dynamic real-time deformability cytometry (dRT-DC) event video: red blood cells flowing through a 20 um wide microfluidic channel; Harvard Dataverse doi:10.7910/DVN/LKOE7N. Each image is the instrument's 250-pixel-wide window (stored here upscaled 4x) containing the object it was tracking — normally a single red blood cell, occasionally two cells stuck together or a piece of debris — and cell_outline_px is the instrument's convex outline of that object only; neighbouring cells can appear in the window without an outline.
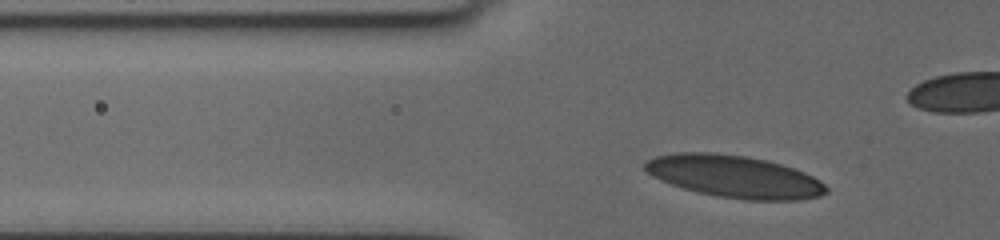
{"species": "human", "species_latin": "Homo sapiens", "temperature_condition": "cold", "stored_images_in_passage": 24, "segment_of_instrument_passage": [1, 2], "camera_frame_rate_fps": 3000, "um_per_image_px": 0.085, "donor": {"sex": "female"}, "frame": {"image": 1, "passage_image": 5, "time_ms": 1.667, "image_size_px": [1000, 240], "cell_outline_px": [[828, 192], [820, 196], [800, 200], [748, 200], [716, 196], [684, 188], [660, 180], [652, 176], [644, 168], [644, 164], [648, 160], [656, 156], [676, 152], [708, 152], [748, 156], [780, 164], [804, 172], [820, 180], [828, 188]], "centroid_in_image_um": [62.44, 15.0], "position_along_channel_um": 63.4, "area_um2": 44.45}}
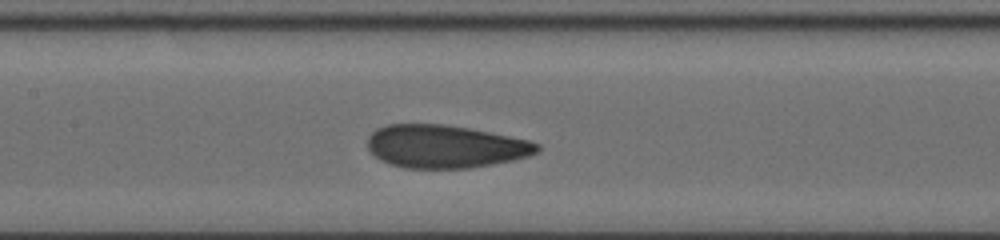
{"frame": {"image": 2, "passage_image": 13, "time_ms": 5.0, "image_size_px": [1000, 240], "cell_outline_px": [[540, 152], [528, 156], [512, 160], [472, 168], [404, 168], [388, 164], [380, 160], [368, 148], [368, 136], [376, 128], [388, 124], [440, 124], [468, 128], [528, 140], [540, 144]], "centroid_in_image_um": [37.82, 12.45], "position_along_channel_um": 169.6, "area_um2": 42.43}}
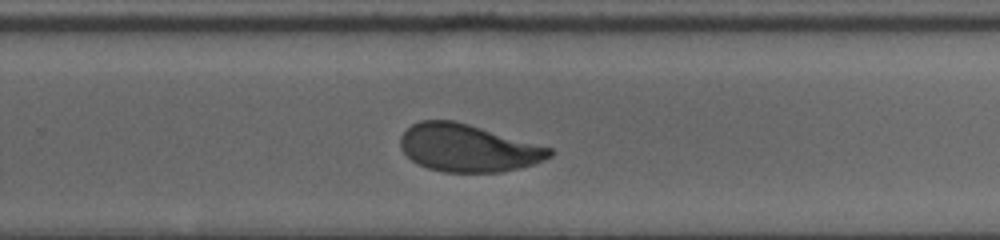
{"frame": {"image": 3, "passage_image": 22, "time_ms": 8.333, "image_size_px": [1000, 240], "cell_outline_px": [[556, 152], [552, 156], [544, 160], [520, 168], [500, 172], [444, 172], [428, 168], [412, 160], [400, 148], [400, 136], [412, 124], [420, 120], [452, 120], [468, 124], [552, 148]], "centroid_in_image_um": [39.78, 12.58], "position_along_channel_um": 290.0, "area_um2": 41.1}}